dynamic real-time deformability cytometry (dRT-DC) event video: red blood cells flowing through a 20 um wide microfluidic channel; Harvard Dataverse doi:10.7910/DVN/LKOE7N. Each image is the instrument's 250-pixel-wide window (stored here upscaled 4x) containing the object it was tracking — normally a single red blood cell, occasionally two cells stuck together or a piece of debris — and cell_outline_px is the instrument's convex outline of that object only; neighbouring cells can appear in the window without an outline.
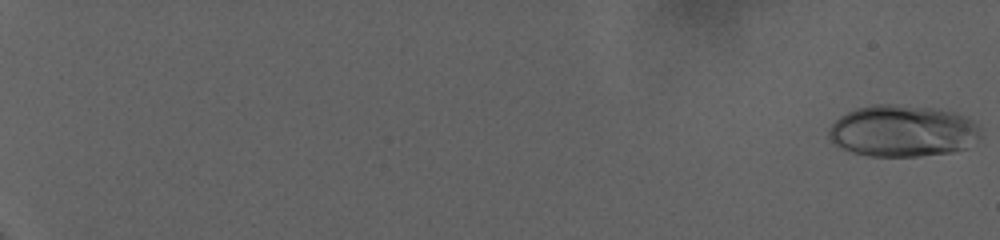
{"species": "human", "species_latin": "Homo sapiens", "temperature_condition": "warm", "stored_images_in_passage": 81, "camera_frame_rate_fps": 3000, "um_per_image_px": 0.085, "donor": {"sex": "female"}, "frame": {"image": 1, "passage_image": 1, "time_ms": 0.0, "image_size_px": [1000, 240], "cell_outline_px": [[980, 136], [968, 148], [952, 152], [920, 156], [868, 156], [852, 152], [836, 144], [828, 136], [828, 128], [840, 116], [856, 108], [872, 104], [892, 104], [936, 108], [956, 112], [968, 116], [980, 124]], "centroid_in_image_um": [76.78, 11.12], "position_along_channel_um": 8.2, "area_um2": 46.18}}
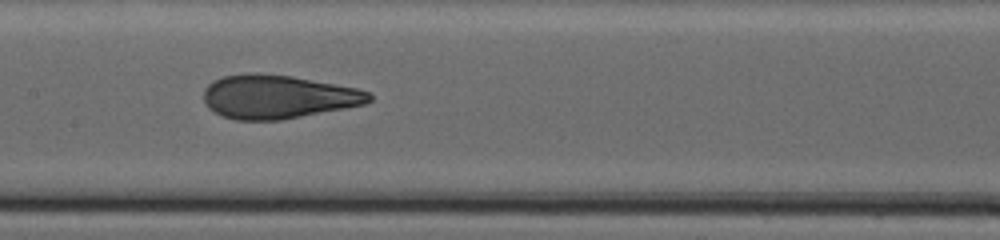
{"frame": {"image": 2, "passage_image": 48, "time_ms": 15.667, "image_size_px": [1000, 240], "cell_outline_px": [[372, 100], [364, 104], [344, 108], [280, 120], [236, 120], [224, 116], [208, 108], [204, 104], [204, 88], [212, 80], [224, 76], [248, 72], [256, 72], [292, 76], [356, 88], [368, 92], [372, 96]], "centroid_in_image_um": [23.57, 8.21], "position_along_channel_um": 183.8, "area_um2": 42.02}}
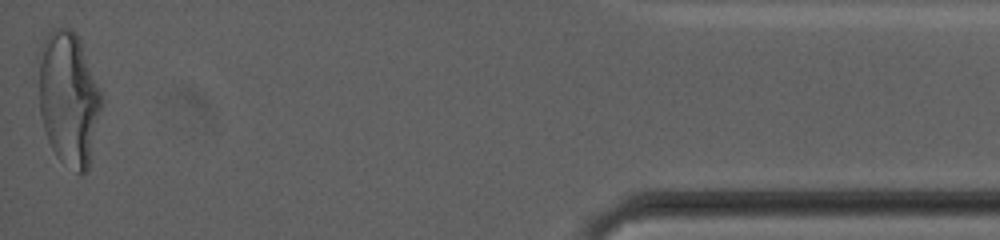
{"frame": {"image": 3, "passage_image": 81, "time_ms": 26.667, "image_size_px": [1000, 240], "cell_outline_px": [[104, 100], [88, 172], [76, 172], [60, 160], [56, 156], [48, 140], [40, 116], [36, 56], [40, 44], [44, 36], [52, 28], [72, 28], [76, 32], [80, 40]], "centroid_in_image_um": [5.8, 8.32], "position_along_channel_um": 429.4, "area_um2": 50.29}}